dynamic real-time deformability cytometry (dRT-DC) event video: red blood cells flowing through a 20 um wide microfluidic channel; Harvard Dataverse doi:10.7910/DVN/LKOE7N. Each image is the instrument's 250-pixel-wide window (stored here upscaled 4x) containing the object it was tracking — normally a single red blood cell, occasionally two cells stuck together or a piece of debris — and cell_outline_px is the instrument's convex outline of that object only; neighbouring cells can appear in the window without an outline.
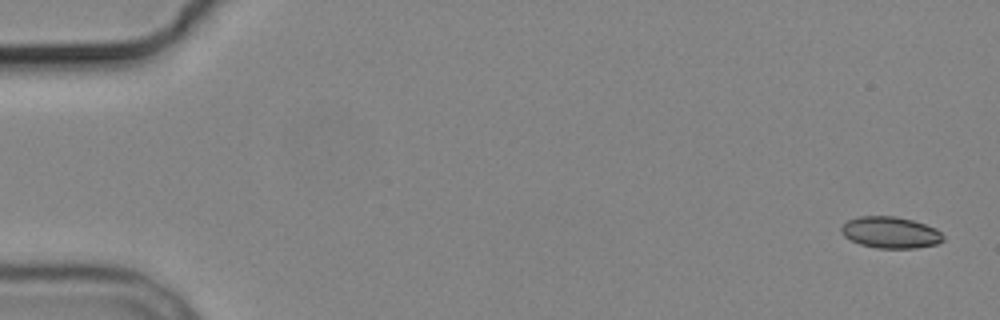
{"species": "common noctule bat (a hibernating species)", "species_latin": "Nyctalus noctula", "temperature_condition": "cold", "stored_images_in_passage": 5, "camera_frame_rate_fps": 3000, "um_per_image_px": 0.085, "animal": {"sex": "male", "body_mass_g": 19.2, "forearm_length_mm": 51.8}, "frame": {"image": 1, "passage_image": 1, "time_ms": 0.0, "image_size_px": [1000, 320], "cell_outline_px": [[944, 240], [936, 244], [916, 248], [876, 248], [860, 244], [844, 236], [840, 232], [840, 228], [848, 220], [860, 216], [896, 216], [912, 220], [936, 228], [944, 236]], "centroid_in_image_um": [75.69, 19.76], "position_along_channel_um": 9.3, "area_um2": 18.67}}
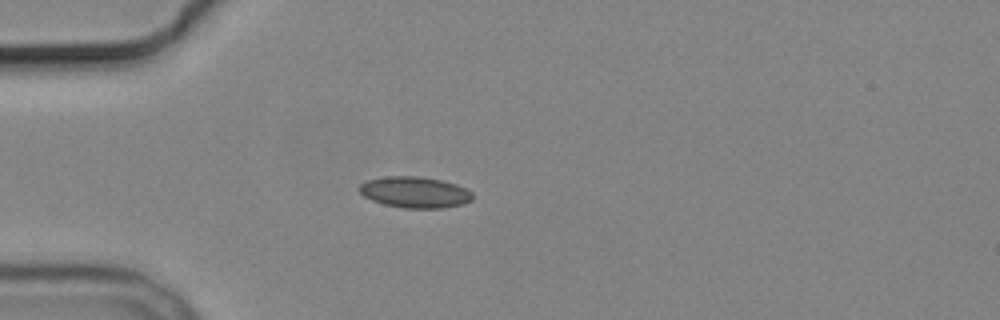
{"frame": {"image": 2, "passage_image": 5, "time_ms": 4.667, "image_size_px": [1000, 320], "cell_outline_px": [[472, 200], [464, 204], [440, 208], [404, 208], [384, 204], [372, 200], [364, 196], [356, 188], [360, 184], [368, 180], [388, 176], [420, 176], [440, 180], [456, 184], [472, 192]], "centroid_in_image_um": [35.25, 16.34], "position_along_channel_um": 49.8, "area_um2": 20.52}}